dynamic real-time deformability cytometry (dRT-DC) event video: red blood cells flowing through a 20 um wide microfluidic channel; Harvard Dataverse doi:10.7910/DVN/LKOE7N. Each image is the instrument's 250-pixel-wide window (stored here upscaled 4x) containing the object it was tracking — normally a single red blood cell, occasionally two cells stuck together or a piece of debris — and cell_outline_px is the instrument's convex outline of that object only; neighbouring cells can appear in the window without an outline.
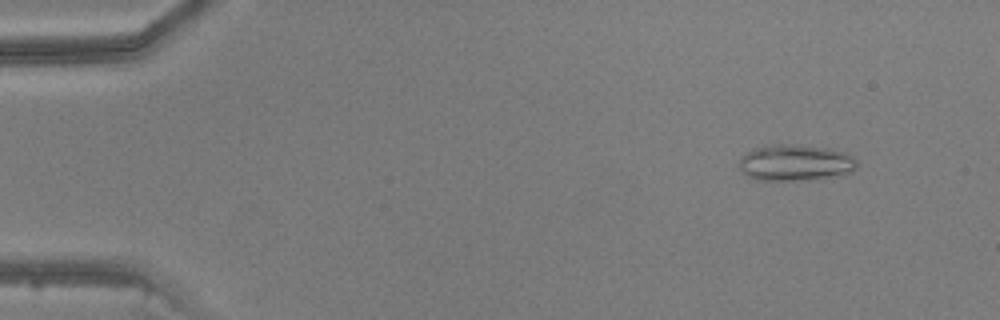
{"species": "common noctule bat (a hibernating species)", "species_latin": "Nyctalus noctula", "temperature_condition": "warm", "stored_images_in_passage": 43, "camera_frame_rate_fps": 3000, "um_per_image_px": 0.085, "animal": {"sex": "male", "body_mass_g": 20.5, "forearm_length_mm": 52.5}, "frame": {"image": 1, "passage_image": 1, "time_ms": 0.0, "image_size_px": [1000, 320], "cell_outline_px": [[856, 168], [852, 172], [828, 176], [796, 180], [756, 180], [748, 176], [740, 168], [740, 156], [752, 148], [772, 144], [784, 144], [832, 148], [848, 152], [856, 160]], "centroid_in_image_um": [67.58, 13.8], "position_along_channel_um": 17.4, "area_um2": 24.74}}
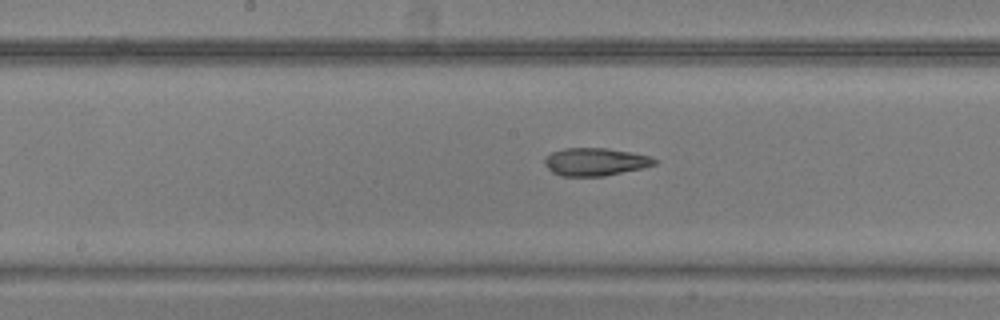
{"frame": {"image": 2, "passage_image": 21, "time_ms": 6.667, "image_size_px": [1000, 320], "cell_outline_px": [[656, 164], [644, 168], [604, 176], [560, 176], [552, 172], [544, 164], [544, 156], [552, 152], [564, 148], [608, 148], [648, 156], [656, 160]], "centroid_in_image_um": [50.55, 13.76], "position_along_channel_um": 197.6, "area_um2": 17.8}}
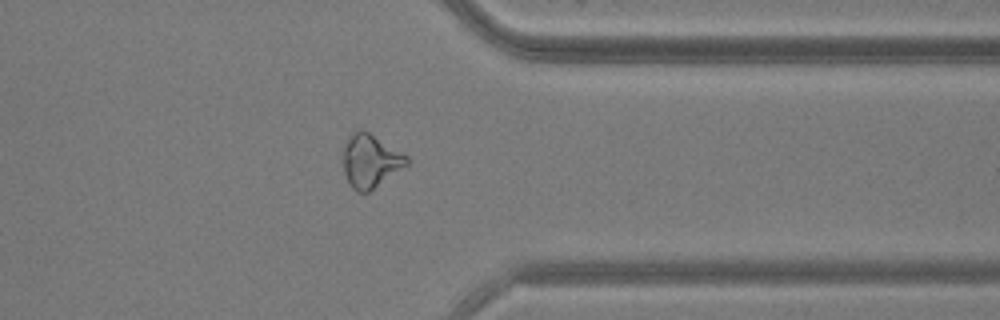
{"frame": {"image": 3, "passage_image": 34, "time_ms": 11.0, "image_size_px": [1000, 320], "cell_outline_px": [[408, 164], [368, 192], [356, 192], [352, 188], [344, 172], [344, 148], [348, 136], [352, 132], [360, 128], [368, 132], [408, 156]], "centroid_in_image_um": [31.47, 13.67], "position_along_channel_um": 379.9, "area_um2": 19.36}}